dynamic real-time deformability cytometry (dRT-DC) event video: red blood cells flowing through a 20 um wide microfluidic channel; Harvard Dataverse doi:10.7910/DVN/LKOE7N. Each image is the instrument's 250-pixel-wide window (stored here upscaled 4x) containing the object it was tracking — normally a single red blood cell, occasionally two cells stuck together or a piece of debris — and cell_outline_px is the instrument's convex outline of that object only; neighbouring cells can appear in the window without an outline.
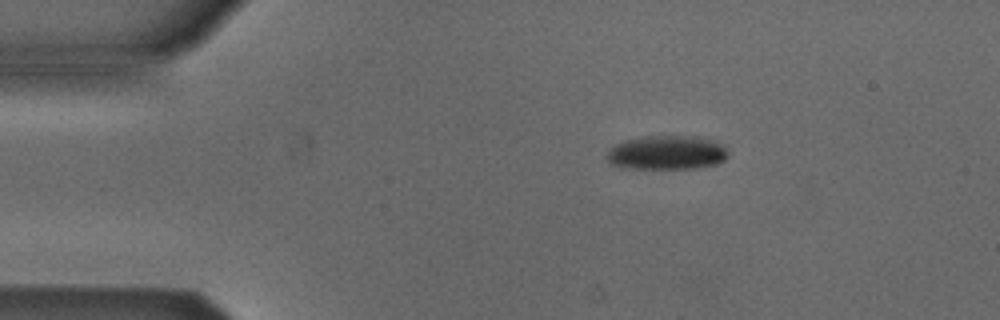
{"species": "Egyptian fruit bat (a non-hibernating species)", "species_latin": "Rousettus aegyptiacus", "temperature_condition": "cold", "stored_images_in_passage": 2, "camera_frame_rate_fps": 3000, "um_per_image_px": 0.085, "animal": {"sex": "male"}, "frame": {"image": 1, "passage_image": 2, "time_ms": 1.0, "image_size_px": [1000, 320], "cell_outline_px": [[728, 156], [724, 160], [716, 164], [696, 168], [624, 168], [612, 164], [604, 156], [608, 148], [624, 140], [644, 136], [696, 136], [720, 144], [728, 152]], "centroid_in_image_um": [56.61, 12.97], "position_along_channel_um": 28.4, "area_um2": 24.04}}